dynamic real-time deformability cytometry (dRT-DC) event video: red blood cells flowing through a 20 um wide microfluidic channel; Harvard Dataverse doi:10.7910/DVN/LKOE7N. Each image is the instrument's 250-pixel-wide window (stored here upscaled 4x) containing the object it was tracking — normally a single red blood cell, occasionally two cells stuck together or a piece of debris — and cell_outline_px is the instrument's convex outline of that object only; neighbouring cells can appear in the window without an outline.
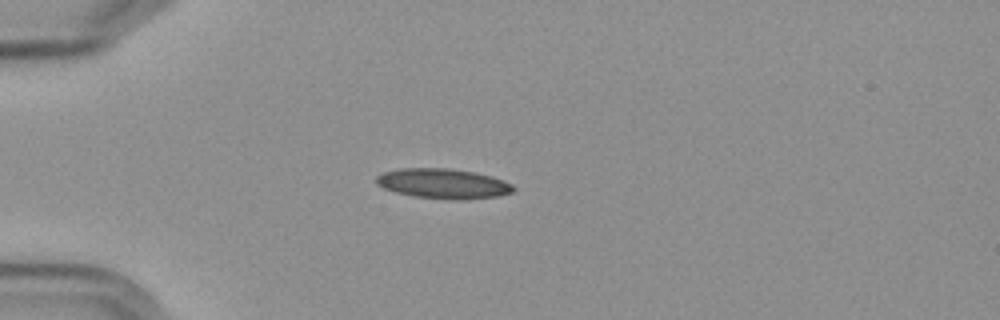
{"species": "Egyptian fruit bat (a non-hibernating species)", "species_latin": "Rousettus aegyptiacus", "temperature_condition": "cold", "stored_images_in_passage": 5, "camera_frame_rate_fps": 3000, "um_per_image_px": 0.085, "frame": {"image": 1, "passage_image": 4, "time_ms": 4.0, "image_size_px": [1000, 320], "cell_outline_px": [[516, 188], [512, 192], [496, 196], [464, 200], [452, 200], [412, 196], [396, 192], [384, 188], [376, 184], [376, 176], [384, 172], [400, 168], [448, 168], [476, 172], [492, 176], [504, 180], [512, 184]], "centroid_in_image_um": [37.68, 15.6], "position_along_channel_um": 47.3, "area_um2": 24.1}}